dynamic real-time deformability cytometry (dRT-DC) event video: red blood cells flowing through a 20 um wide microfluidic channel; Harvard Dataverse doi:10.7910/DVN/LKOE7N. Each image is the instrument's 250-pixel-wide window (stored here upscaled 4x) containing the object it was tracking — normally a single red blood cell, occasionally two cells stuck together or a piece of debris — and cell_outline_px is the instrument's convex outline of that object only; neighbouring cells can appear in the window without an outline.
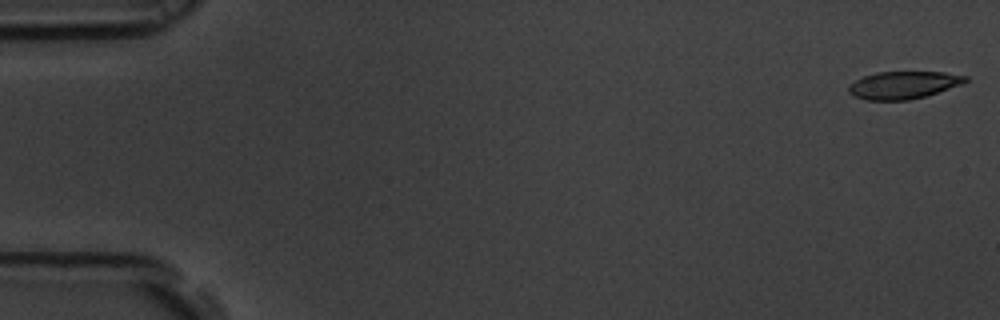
{"species": "common noctule bat (a hibernating species)", "species_latin": "Nyctalus noctula", "temperature_condition": "room temperature", "stored_images_in_passage": 55, "camera_frame_rate_fps": 3000, "um_per_image_px": 0.085, "animal": {"sex": "male", "body_mass_g": 19.5, "forearm_length_mm": 54.6}, "frame": {"image": 1, "passage_image": 1, "time_ms": 0.0, "image_size_px": [1000, 320], "cell_outline_px": [[968, 80], [964, 84], [924, 96], [908, 100], [864, 100], [852, 96], [848, 92], [848, 88], [856, 80], [864, 76], [876, 72], [944, 72], [968, 76]], "centroid_in_image_um": [76.8, 7.23], "position_along_channel_um": 8.2, "area_um2": 18.73}}
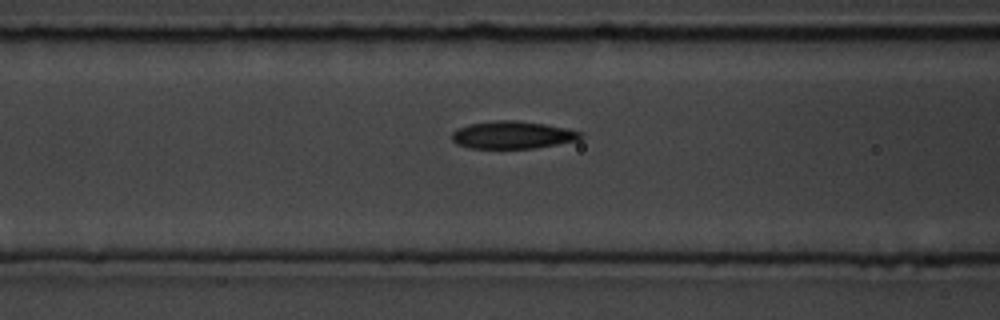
{"frame": {"image": 2, "passage_image": 22, "time_ms": 7.0, "image_size_px": [1000, 320], "cell_outline_px": [[584, 136], [580, 140], [536, 148], [472, 148], [456, 144], [452, 140], [452, 132], [456, 128], [468, 124], [496, 120], [516, 120], [544, 124], [568, 128], [580, 132]], "centroid_in_image_um": [43.57, 11.47], "position_along_channel_um": 123.0, "area_um2": 20.81}}
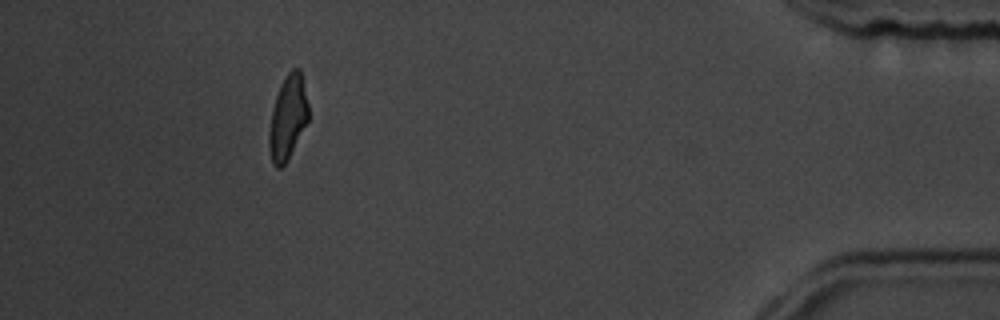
{"frame": {"image": 3, "passage_image": 50, "time_ms": 16.333, "image_size_px": [1000, 320], "cell_outline_px": [[308, 120], [288, 160], [280, 168], [276, 168], [272, 164], [268, 148], [268, 132], [272, 108], [280, 84], [288, 72], [292, 68], [300, 68], [308, 104]], "centroid_in_image_um": [24.44, 10.01], "position_along_channel_um": 410.8, "area_um2": 19.42}, "authors_computed_cell_mechanics": {"area_um2": 20.2878, "velocity_mm_per_s": 3.7077, "shape_relaxation_time_tau1_ms": 4.4799, "shape_relaxation_time_tau2_ms": 2.3947, "deformation_change_tau1": 0.1675, "deformation_change_tau2": 0.1041}}